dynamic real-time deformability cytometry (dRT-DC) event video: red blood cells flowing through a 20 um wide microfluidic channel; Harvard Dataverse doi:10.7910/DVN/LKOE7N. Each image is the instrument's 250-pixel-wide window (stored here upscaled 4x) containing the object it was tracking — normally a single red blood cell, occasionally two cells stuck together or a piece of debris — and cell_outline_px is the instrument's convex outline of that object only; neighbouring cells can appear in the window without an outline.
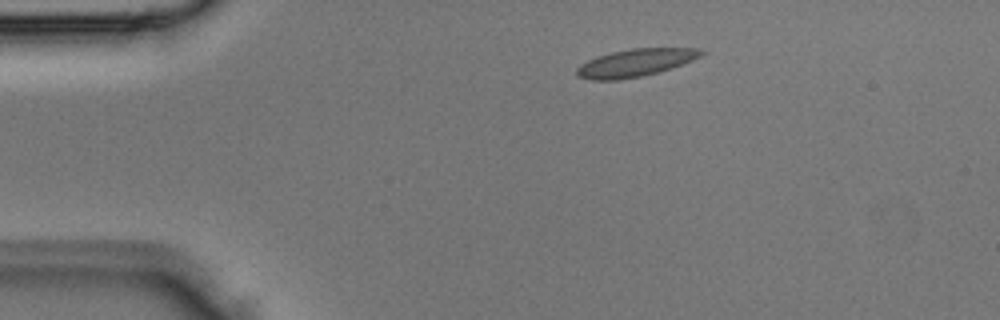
{"species": "Egyptian fruit bat (a non-hibernating species)", "species_latin": "Rousettus aegyptiacus", "temperature_condition": "room temperature", "stored_images_in_passage": 2, "camera_frame_rate_fps": 3000, "um_per_image_px": 0.085, "animal": {"sex": "male"}, "frame": {"image": 1, "passage_image": 1, "time_ms": 0.0, "image_size_px": [1000, 320], "cell_outline_px": [[708, 52], [692, 60], [656, 72], [640, 76], [616, 80], [592, 80], [576, 76], [576, 68], [580, 64], [596, 56], [612, 52], [632, 48], [700, 48]], "centroid_in_image_um": [53.97, 5.32], "position_along_channel_um": 31.0, "area_um2": 19.83}}